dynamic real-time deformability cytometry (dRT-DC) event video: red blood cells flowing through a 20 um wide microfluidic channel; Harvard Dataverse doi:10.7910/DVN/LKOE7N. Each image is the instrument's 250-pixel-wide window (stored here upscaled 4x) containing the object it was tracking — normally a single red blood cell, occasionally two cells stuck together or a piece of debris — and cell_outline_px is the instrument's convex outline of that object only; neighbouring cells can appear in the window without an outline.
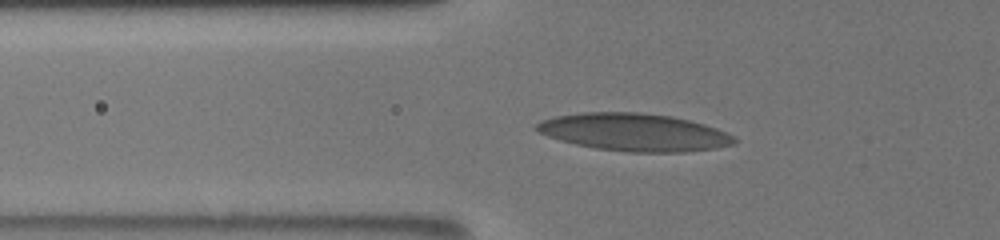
{"species": "human", "species_latin": "Homo sapiens", "temperature_condition": "room temperature", "stored_images_in_passage": 52, "camera_frame_rate_fps": 3000, "um_per_image_px": 0.085, "donor": {"sex": "male"}, "frame": {"image": 1, "passage_image": 14, "time_ms": 4.333, "image_size_px": [1000, 240], "cell_outline_px": [[736, 144], [716, 148], [684, 152], [628, 152], [596, 148], [576, 144], [560, 140], [548, 136], [540, 132], [536, 128], [536, 124], [544, 120], [556, 116], [580, 112], [640, 112], [672, 116], [704, 124], [716, 128], [736, 136]], "centroid_in_image_um": [53.95, 11.24], "position_along_channel_um": 71.8, "area_um2": 43.23}}
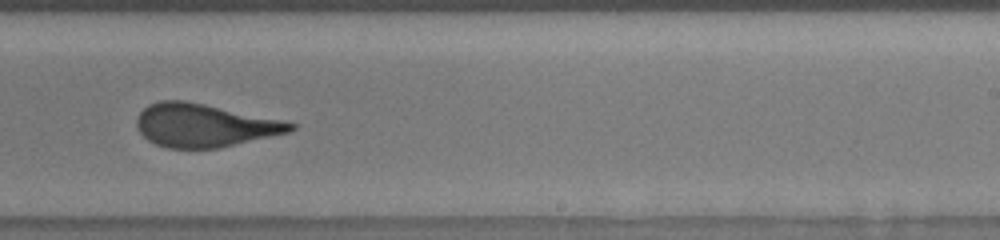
{"frame": {"image": 2, "passage_image": 33, "time_ms": 9.667, "image_size_px": [1000, 240], "cell_outline_px": [[296, 128], [288, 132], [220, 148], [168, 148], [156, 144], [148, 140], [136, 128], [136, 116], [148, 104], [160, 100], [184, 100], [284, 120], [296, 124]], "centroid_in_image_um": [17.33, 10.65], "position_along_channel_um": 271.7, "area_um2": 38.61}}
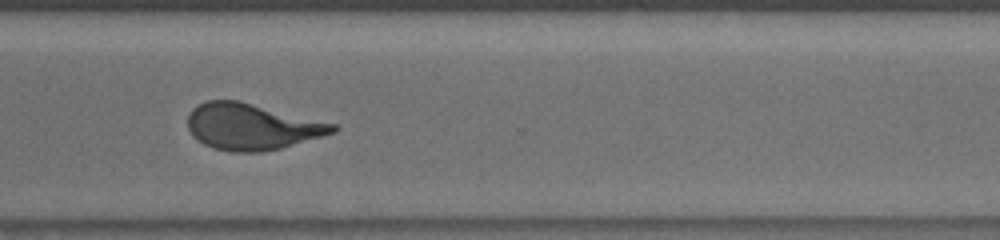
{"frame": {"image": 3, "passage_image": 40, "time_ms": 11.667, "image_size_px": [1000, 240], "cell_outline_px": [[340, 128], [336, 132], [280, 148], [260, 152], [232, 152], [212, 148], [204, 144], [192, 136], [188, 128], [188, 112], [196, 104], [208, 100], [240, 100], [336, 124]], "centroid_in_image_um": [21.38, 10.75], "position_along_channel_um": 349.2, "area_um2": 39.36}}